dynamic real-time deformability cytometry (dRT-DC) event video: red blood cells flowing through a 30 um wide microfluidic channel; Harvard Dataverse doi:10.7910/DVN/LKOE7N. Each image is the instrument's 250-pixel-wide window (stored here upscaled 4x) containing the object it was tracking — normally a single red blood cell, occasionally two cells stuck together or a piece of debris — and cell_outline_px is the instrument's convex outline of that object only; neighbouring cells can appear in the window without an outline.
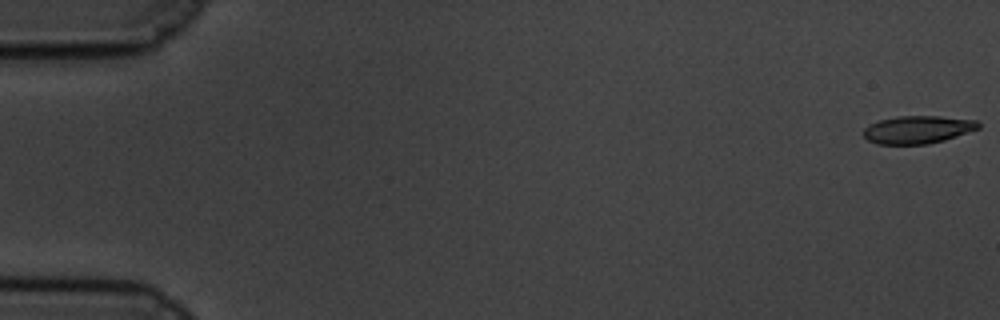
{"species": "common noctule bat (a hibernating species)", "species_latin": "Nyctalus noctula", "temperature_condition": "cold", "stored_images_in_passage": 60, "camera_frame_rate_fps": 3000, "um_per_image_px": 0.085, "animal": {"sex": "male", "body_mass_g": 19.5, "forearm_length_mm": 54.6}, "frame": {"image": 1, "passage_image": 1, "time_ms": 0.0, "image_size_px": [1000, 320], "cell_outline_px": [[980, 128], [944, 140], [928, 144], [876, 144], [868, 140], [864, 136], [864, 128], [868, 124], [880, 120], [896, 116], [940, 116], [976, 120], [980, 124]], "centroid_in_image_um": [77.99, 11.01], "position_along_channel_um": 7.0, "area_um2": 18.61}}
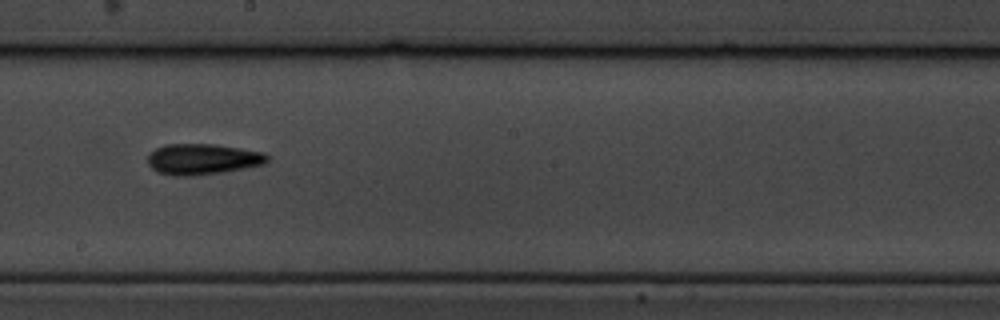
{"frame": {"image": 2, "passage_image": 34, "time_ms": 11.0, "image_size_px": [1000, 320], "cell_outline_px": [[268, 160], [264, 164], [224, 172], [192, 176], [172, 176], [156, 172], [148, 164], [148, 152], [164, 144], [212, 144], [240, 148], [264, 152], [268, 156]], "centroid_in_image_um": [17.18, 13.53], "position_along_channel_um": 231.0, "area_um2": 21.68}}
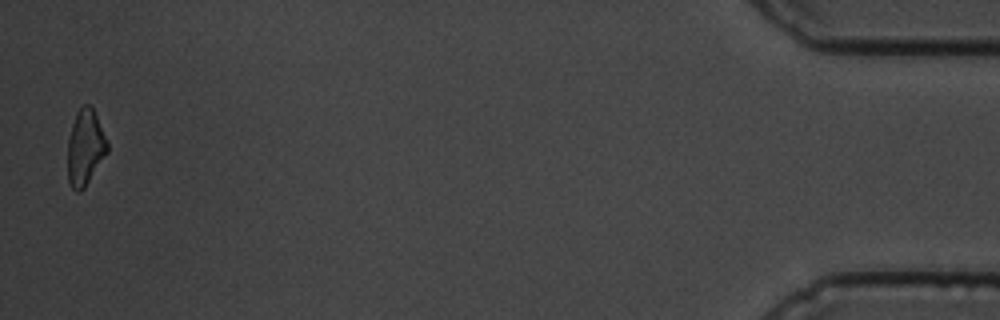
{"frame": {"image": 3, "passage_image": 59, "time_ms": 19.333, "image_size_px": [1000, 320], "cell_outline_px": [[108, 152], [84, 188], [80, 192], [76, 192], [72, 188], [68, 180], [68, 140], [72, 124], [76, 112], [84, 104], [88, 104], [92, 108], [108, 140]], "centroid_in_image_um": [7.25, 12.55], "position_along_channel_um": 428.0, "area_um2": 17.46}, "authors_computed_cell_mechanics": {"area_um2": 19.1318, "velocity_mm_per_s": 3.4096, "shape_relaxation_time_tau1_ms": 3.4551, "shape_relaxation_time_tau2_ms": 3.2105, "deformation_change_tau1": 0.1155, "deformation_change_tau2": 0.1253}}